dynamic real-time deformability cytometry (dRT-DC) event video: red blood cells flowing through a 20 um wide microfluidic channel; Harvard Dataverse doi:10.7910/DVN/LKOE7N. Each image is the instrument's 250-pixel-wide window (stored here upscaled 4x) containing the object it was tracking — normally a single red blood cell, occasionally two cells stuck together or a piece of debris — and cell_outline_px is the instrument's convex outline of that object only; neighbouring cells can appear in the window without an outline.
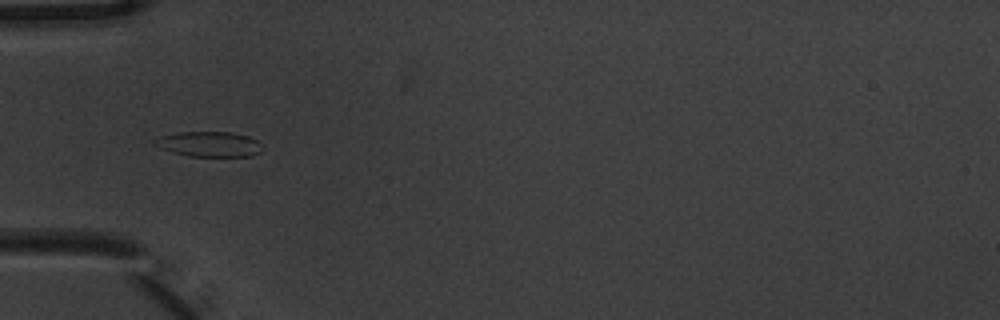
{"species": "common noctule bat (a hibernating species)", "species_latin": "Nyctalus noctula", "temperature_condition": "warm", "stored_images_in_passage": 10, "camera_frame_rate_fps": 3000, "um_per_image_px": 0.085, "animal": {"sex": "male", "body_mass_g": 20.1, "forearm_length_mm": 53.5}, "frame": {"image": 1, "passage_image": 5, "time_ms": 1.333, "image_size_px": [1000, 320], "cell_outline_px": [[264, 148], [260, 152], [252, 156], [188, 156], [172, 152], [160, 148], [152, 144], [152, 140], [160, 136], [180, 132], [228, 132], [248, 136], [264, 144]], "centroid_in_image_um": [17.78, 12.25], "position_along_channel_um": 67.2, "area_um2": 15.95}}
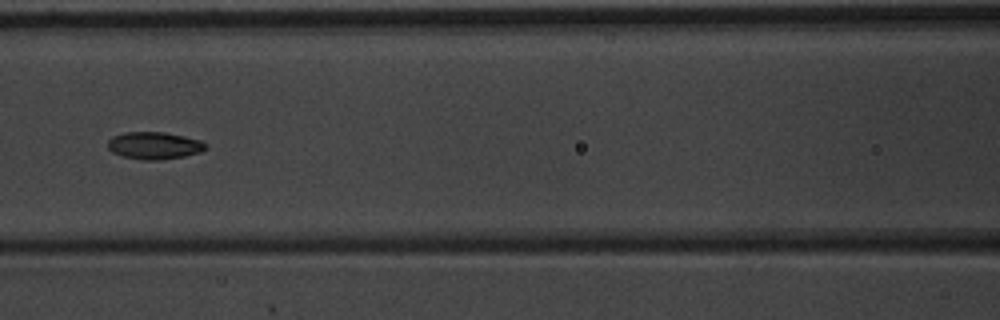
{"frame": {"image": 2, "passage_image": 7, "time_ms": 2.0, "image_size_px": [1000, 320], "cell_outline_px": [[208, 148], [200, 152], [184, 156], [160, 160], [144, 160], [124, 156], [112, 152], [108, 148], [108, 140], [112, 136], [124, 132], [164, 132], [184, 136], [200, 140], [208, 144]], "centroid_in_image_um": [13.13, 12.36], "position_along_channel_um": 153.5, "area_um2": 15.61}}
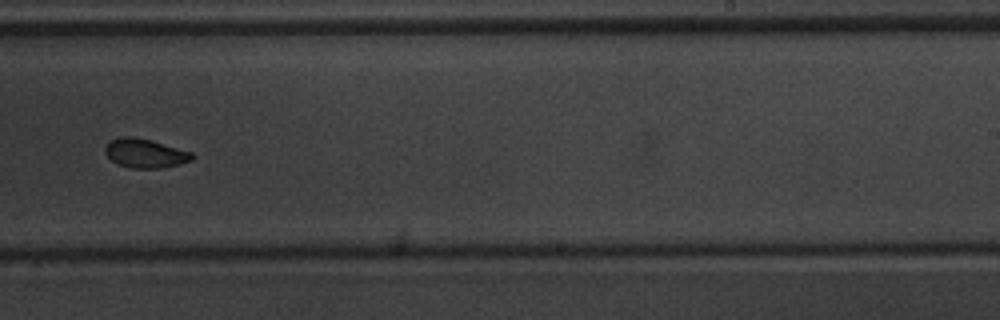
{"frame": {"image": 3, "passage_image": 10, "time_ms": 3.0, "image_size_px": [1000, 320], "cell_outline_px": [[196, 156], [192, 160], [180, 164], [160, 168], [132, 168], [116, 164], [104, 152], [104, 148], [108, 140], [120, 136], [132, 136], [148, 140], [192, 152]], "centroid_in_image_um": [12.3, 13.03], "position_along_channel_um": 276.7, "area_um2": 14.74}}